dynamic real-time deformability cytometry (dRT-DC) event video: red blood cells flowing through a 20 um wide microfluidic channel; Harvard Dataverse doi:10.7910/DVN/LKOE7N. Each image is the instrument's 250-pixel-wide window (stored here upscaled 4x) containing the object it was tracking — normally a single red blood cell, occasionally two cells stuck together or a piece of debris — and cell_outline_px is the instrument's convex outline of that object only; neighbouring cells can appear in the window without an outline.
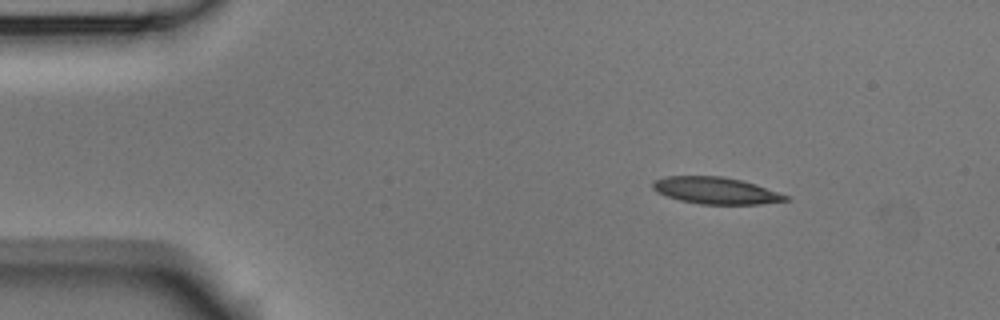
{"species": "Egyptian fruit bat (a non-hibernating species)", "species_latin": "Rousettus aegyptiacus", "temperature_condition": "room temperature", "stored_images_in_passage": 3, "camera_frame_rate_fps": 3000, "um_per_image_px": 0.085, "animal": {"sex": "male"}, "frame": {"image": 1, "passage_image": 2, "time_ms": 0.333, "image_size_px": [1000, 320], "cell_outline_px": [[788, 200], [760, 204], [700, 204], [680, 200], [668, 196], [652, 188], [652, 184], [656, 180], [664, 176], [720, 176], [740, 180], [756, 184], [788, 196]], "centroid_in_image_um": [60.84, 16.19], "position_along_channel_um": 24.2, "area_um2": 20.4}}